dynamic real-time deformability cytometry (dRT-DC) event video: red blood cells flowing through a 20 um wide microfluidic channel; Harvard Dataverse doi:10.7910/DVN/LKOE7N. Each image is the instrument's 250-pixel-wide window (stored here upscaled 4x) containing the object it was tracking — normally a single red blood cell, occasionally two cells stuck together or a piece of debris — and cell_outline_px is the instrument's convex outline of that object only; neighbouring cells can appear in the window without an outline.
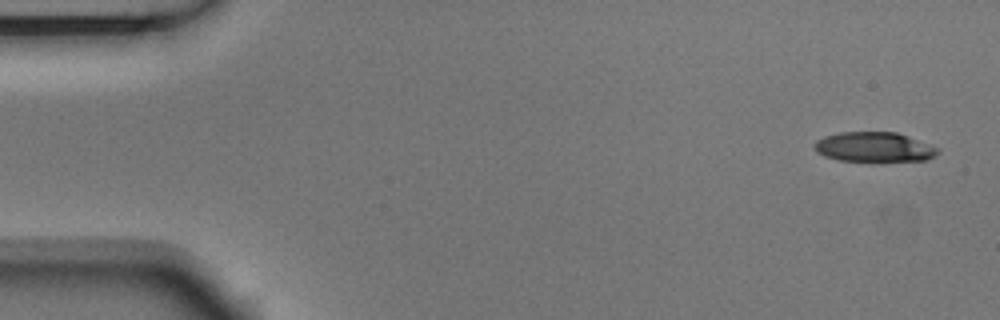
{"species": "Egyptian fruit bat (a non-hibernating species)", "species_latin": "Rousettus aegyptiacus", "temperature_condition": "room temperature", "stored_images_in_passage": 5, "camera_frame_rate_fps": 3000, "um_per_image_px": 0.085, "animal": {"sex": "male"}, "frame": {"image": 1, "passage_image": 1, "time_ms": 0.0, "image_size_px": [1000, 320], "cell_outline_px": [[940, 152], [936, 156], [928, 160], [840, 160], [824, 156], [816, 152], [812, 148], [816, 140], [824, 136], [840, 132], [896, 132], [908, 136], [940, 148]], "centroid_in_image_um": [74.3, 12.48], "position_along_channel_um": 10.7, "area_um2": 21.33}}
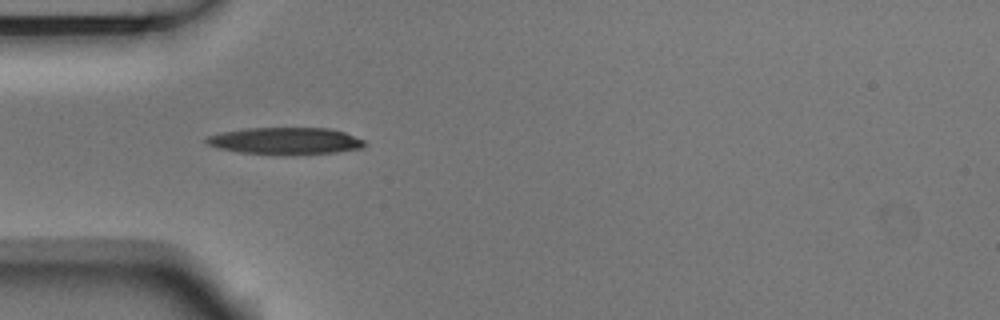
{"frame": {"image": 2, "passage_image": 5, "time_ms": 1.333, "image_size_px": [1000, 320], "cell_outline_px": [[368, 144], [364, 148], [336, 152], [292, 156], [284, 156], [240, 152], [220, 148], [208, 144], [204, 140], [208, 136], [220, 132], [244, 128], [328, 128], [344, 132], [364, 140]], "centroid_in_image_um": [24.29, 11.99], "position_along_channel_um": 60.7, "area_um2": 25.32}}